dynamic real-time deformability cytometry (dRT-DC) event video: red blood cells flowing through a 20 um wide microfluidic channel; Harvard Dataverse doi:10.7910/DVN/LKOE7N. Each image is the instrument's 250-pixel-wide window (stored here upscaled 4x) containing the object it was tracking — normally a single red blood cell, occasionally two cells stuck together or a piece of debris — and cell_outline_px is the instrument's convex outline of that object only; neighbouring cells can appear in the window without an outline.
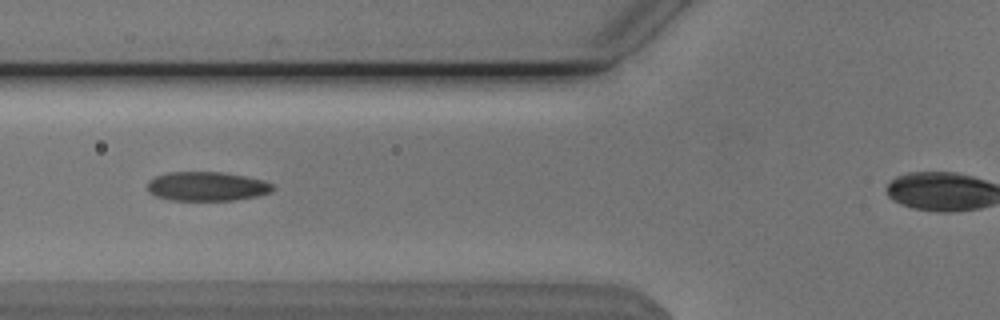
{"species": "Egyptian fruit bat (a non-hibernating species)", "species_latin": "Rousettus aegyptiacus", "temperature_condition": "cold", "stored_images_in_passage": 41, "camera_frame_rate_fps": 3000, "um_per_image_px": 0.085, "animal": {"sex": "male"}, "frame": {"image": 1, "passage_image": 15, "time_ms": 4.667, "image_size_px": [1000, 320], "cell_outline_px": [[276, 188], [272, 192], [256, 196], [236, 200], [168, 200], [156, 196], [148, 192], [148, 180], [156, 176], [172, 172], [220, 172], [244, 176], [264, 180], [276, 184]], "centroid_in_image_um": [17.63, 15.84], "position_along_channel_um": 108.2, "area_um2": 21.44}}
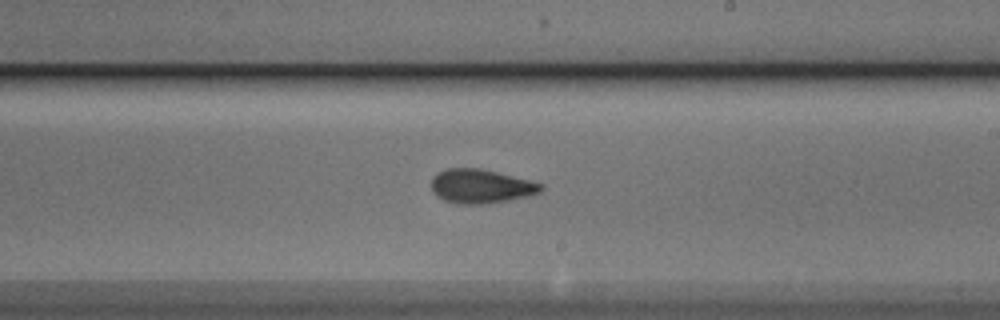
{"frame": {"image": 2, "passage_image": 26, "time_ms": 8.333, "image_size_px": [1000, 320], "cell_outline_px": [[544, 188], [540, 192], [532, 196], [484, 204], [456, 204], [444, 200], [436, 196], [432, 188], [432, 176], [436, 172], [444, 168], [480, 168], [544, 184]], "centroid_in_image_um": [40.86, 15.83], "position_along_channel_um": 248.1, "area_um2": 21.91}}
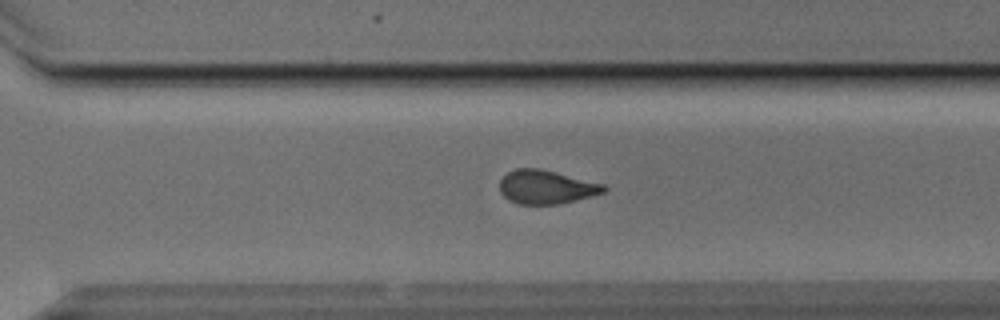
{"frame": {"image": 3, "passage_image": 32, "time_ms": 10.333, "image_size_px": [1000, 320], "cell_outline_px": [[608, 188], [604, 192], [576, 200], [560, 204], [520, 204], [508, 200], [500, 192], [500, 180], [508, 172], [516, 168], [540, 168], [604, 184]], "centroid_in_image_um": [46.42, 15.89], "position_along_channel_um": 324.2, "area_um2": 20.4}, "authors_computed_cell_mechanics": {"area_um2": 21.386, "velocity_mm_per_s": 3.814, "shape_relaxation_time_tau1_ms": 4.915, "shape_relaxation_time_tau2_ms": 2.5685, "deformation_change_tau1": 0.1535, "deformation_change_tau2": 0.0849}}